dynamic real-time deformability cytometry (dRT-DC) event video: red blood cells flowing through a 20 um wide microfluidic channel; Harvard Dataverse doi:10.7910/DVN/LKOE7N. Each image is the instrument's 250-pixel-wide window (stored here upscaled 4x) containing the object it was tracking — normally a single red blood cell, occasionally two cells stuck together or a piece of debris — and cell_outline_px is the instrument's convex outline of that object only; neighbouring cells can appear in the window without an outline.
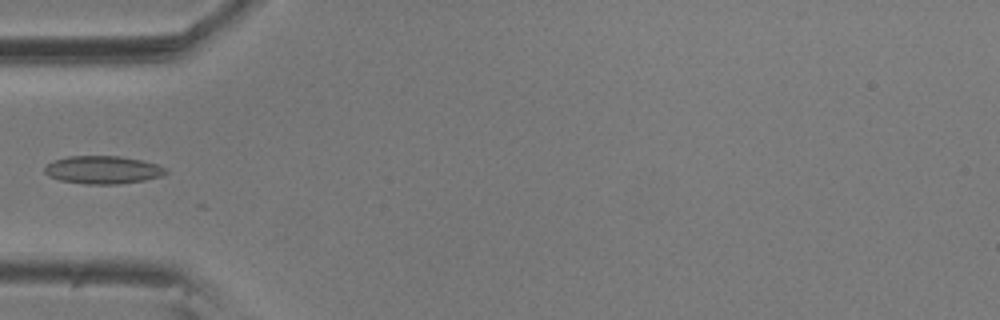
{"species": "common noctule bat (a hibernating species)", "species_latin": "Nyctalus noctula", "temperature_condition": "room temperature", "stored_images_in_passage": 7, "camera_frame_rate_fps": 3000, "um_per_image_px": 0.085, "animal": {"sex": "male", "body_mass_g": 20.5, "forearm_length_mm": 52.5}, "frame": {"image": 1, "passage_image": 5, "time_ms": 1.333, "image_size_px": [1000, 320], "cell_outline_px": [[168, 172], [160, 176], [144, 180], [120, 184], [84, 184], [60, 180], [48, 176], [44, 172], [44, 168], [52, 160], [68, 156], [120, 156], [140, 160], [156, 164], [164, 168]], "centroid_in_image_um": [8.69, 14.44], "position_along_channel_um": 76.3, "area_um2": 19.65}}
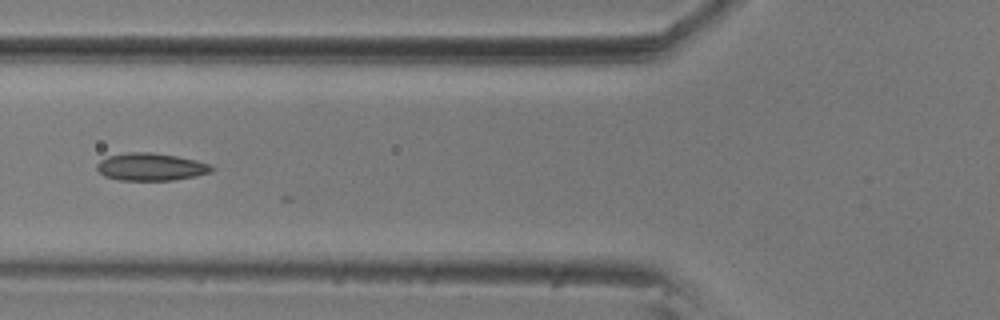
{"frame": {"image": 2, "passage_image": 6, "time_ms": 1.667, "image_size_px": [1000, 320], "cell_outline_px": [[216, 168], [212, 172], [196, 176], [172, 180], [120, 180], [104, 176], [96, 168], [96, 164], [100, 160], [108, 156], [128, 152], [152, 152], [176, 156], [196, 160], [208, 164]], "centroid_in_image_um": [12.82, 14.18], "position_along_channel_um": 113.0, "area_um2": 18.44}}